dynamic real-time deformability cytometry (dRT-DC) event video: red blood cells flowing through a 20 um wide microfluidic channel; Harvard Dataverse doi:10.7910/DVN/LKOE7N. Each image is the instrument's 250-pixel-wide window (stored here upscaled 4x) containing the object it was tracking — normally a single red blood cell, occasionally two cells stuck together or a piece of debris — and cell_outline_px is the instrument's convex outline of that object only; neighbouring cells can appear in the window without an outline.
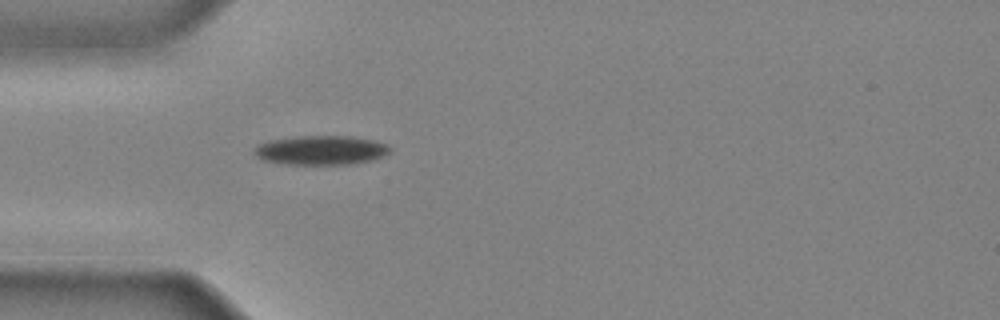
{"species": "common noctule bat (a hibernating species)", "species_latin": "Nyctalus noctula", "temperature_condition": "cold", "stored_images_in_passage": 30, "camera_frame_rate_fps": 3000, "um_per_image_px": 0.085, "animal": {"sex": "male", "body_mass_g": 20.4}, "frame": {"image": 1, "passage_image": 1, "time_ms": 0.0, "image_size_px": [1000, 320], "cell_outline_px": [[392, 148], [388, 152], [372, 160], [352, 164], [284, 164], [260, 160], [252, 152], [260, 144], [268, 140], [300, 136], [348, 136], [372, 140], [388, 144]], "centroid_in_image_um": [27.24, 12.77], "position_along_channel_um": 57.8, "area_um2": 23.06}}
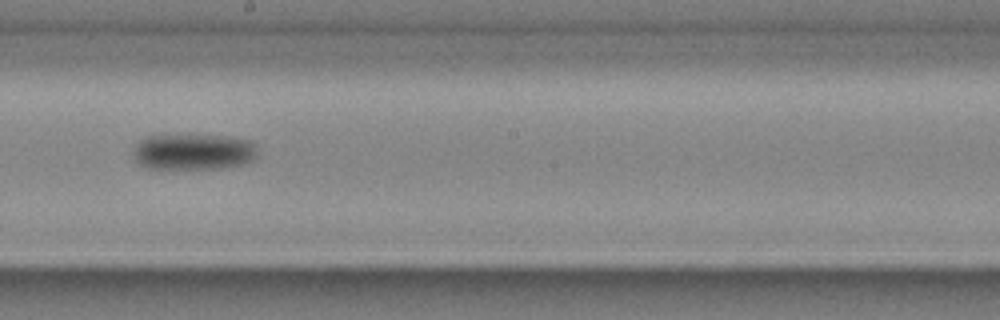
{"frame": {"image": 2, "passage_image": 13, "time_ms": 4.0, "image_size_px": [1000, 320], "cell_outline_px": [[256, 156], [252, 160], [244, 164], [220, 168], [144, 168], [136, 160], [136, 144], [140, 140], [148, 136], [224, 136], [252, 140], [256, 144]], "centroid_in_image_um": [16.5, 12.91], "position_along_channel_um": 231.7, "area_um2": 25.66}}
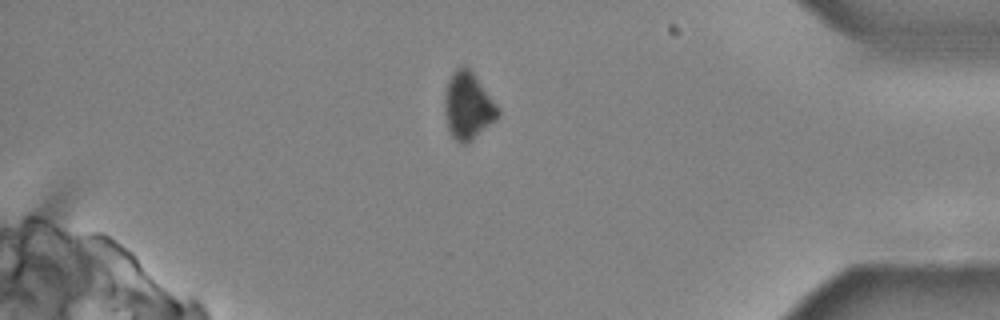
{"frame": {"image": 3, "passage_image": 26, "time_ms": 8.333, "image_size_px": [1000, 320], "cell_outline_px": [[500, 116], [496, 120], [468, 144], [460, 144], [452, 136], [448, 128], [444, 112], [444, 96], [448, 80], [452, 72], [456, 68], [464, 64], [472, 72], [500, 108]], "centroid_in_image_um": [39.78, 9.02], "position_along_channel_um": 395.4, "area_um2": 21.1}}